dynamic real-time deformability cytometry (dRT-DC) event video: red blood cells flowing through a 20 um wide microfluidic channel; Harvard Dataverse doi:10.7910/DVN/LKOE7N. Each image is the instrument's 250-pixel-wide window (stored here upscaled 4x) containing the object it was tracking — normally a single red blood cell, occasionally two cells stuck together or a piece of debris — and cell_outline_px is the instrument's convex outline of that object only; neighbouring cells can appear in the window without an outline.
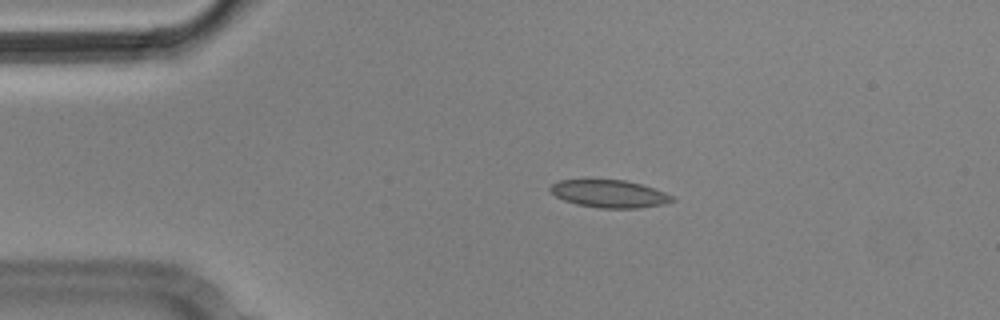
{"species": "Egyptian fruit bat (a non-hibernating species)", "species_latin": "Rousettus aegyptiacus", "temperature_condition": "cold", "stored_images_in_passage": 3, "camera_frame_rate_fps": 3000, "um_per_image_px": 0.085, "animal": {"sex": "male"}, "frame": {"image": 1, "passage_image": 2, "time_ms": 0.333, "image_size_px": [1000, 320], "cell_outline_px": [[676, 200], [660, 204], [640, 208], [600, 208], [576, 204], [564, 200], [556, 196], [548, 188], [552, 184], [560, 180], [624, 180], [640, 184], [676, 196]], "centroid_in_image_um": [51.8, 16.47], "position_along_channel_um": 33.2, "area_um2": 19.42}}